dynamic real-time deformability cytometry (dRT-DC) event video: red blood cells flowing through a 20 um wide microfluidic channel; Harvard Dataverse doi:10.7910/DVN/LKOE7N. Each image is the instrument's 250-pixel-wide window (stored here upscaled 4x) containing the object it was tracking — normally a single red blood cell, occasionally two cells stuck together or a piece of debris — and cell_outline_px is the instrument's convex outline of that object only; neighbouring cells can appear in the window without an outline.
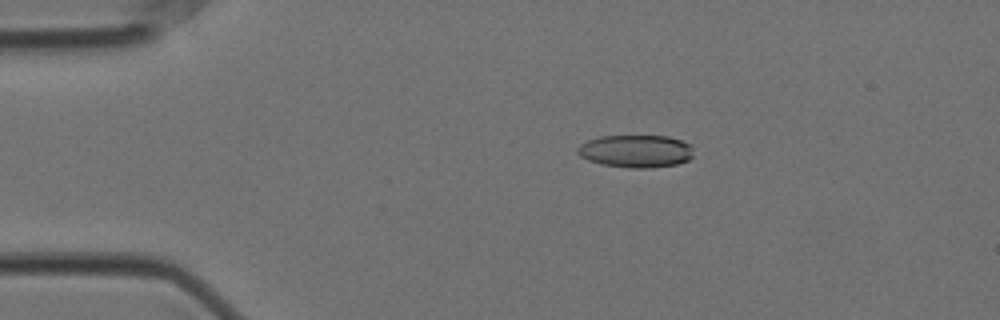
{"species": "Egyptian fruit bat (a non-hibernating species)", "species_latin": "Rousettus aegyptiacus", "temperature_condition": "cold", "stored_images_in_passage": 56, "camera_frame_rate_fps": 3000, "um_per_image_px": 0.085, "animal": {"sex": "female"}, "frame": {"image": 1, "passage_image": 10, "time_ms": 3.0, "image_size_px": [1000, 320], "cell_outline_px": [[692, 156], [688, 160], [676, 164], [648, 168], [628, 168], [600, 164], [588, 160], [580, 156], [576, 152], [576, 148], [580, 144], [588, 140], [600, 136], [668, 136], [692, 144]], "centroid_in_image_um": [54.02, 12.85], "position_along_channel_um": 31.0, "area_um2": 22.2}}
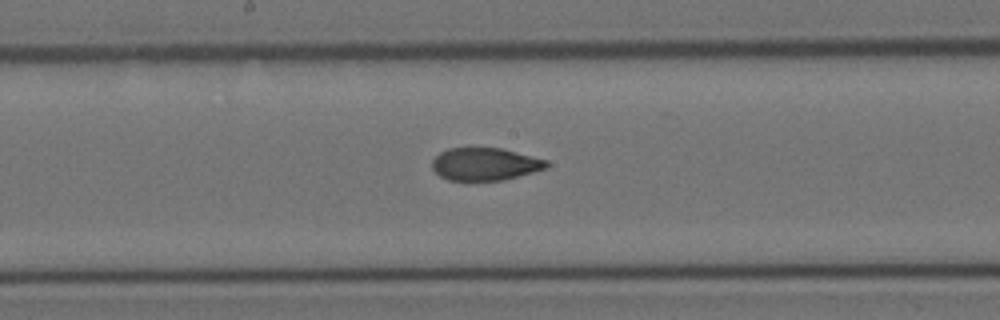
{"frame": {"image": 2, "passage_image": 29, "time_ms": 9.333, "image_size_px": [1000, 320], "cell_outline_px": [[548, 168], [504, 180], [448, 180], [440, 176], [432, 168], [432, 160], [440, 152], [448, 148], [500, 148], [548, 160]], "centroid_in_image_um": [41.22, 13.95], "position_along_channel_um": 207.0, "area_um2": 21.68}}
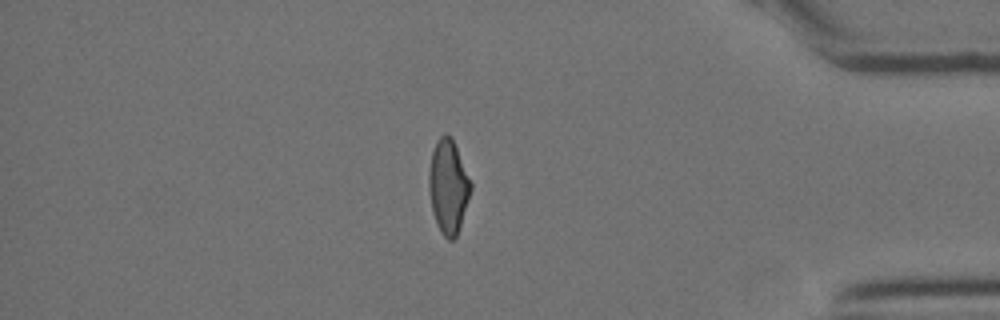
{"frame": {"image": 3, "passage_image": 48, "time_ms": 15.667, "image_size_px": [1000, 320], "cell_outline_px": [[472, 188], [456, 236], [452, 240], [448, 240], [440, 232], [432, 212], [428, 188], [428, 172], [432, 152], [440, 136], [444, 132], [452, 136], [472, 184]], "centroid_in_image_um": [38.09, 15.83], "position_along_channel_um": 397.1, "area_um2": 22.83}, "authors_computed_cell_mechanics": {"area_um2": 22.8599, "velocity_mm_per_s": 3.5454, "shape_relaxation_time_tau1_ms": 6.5422, "shape_relaxation_time_tau2_ms": 1.768, "deformation_change_tau1": 0.1966, "deformation_change_tau2": 0.0678}}